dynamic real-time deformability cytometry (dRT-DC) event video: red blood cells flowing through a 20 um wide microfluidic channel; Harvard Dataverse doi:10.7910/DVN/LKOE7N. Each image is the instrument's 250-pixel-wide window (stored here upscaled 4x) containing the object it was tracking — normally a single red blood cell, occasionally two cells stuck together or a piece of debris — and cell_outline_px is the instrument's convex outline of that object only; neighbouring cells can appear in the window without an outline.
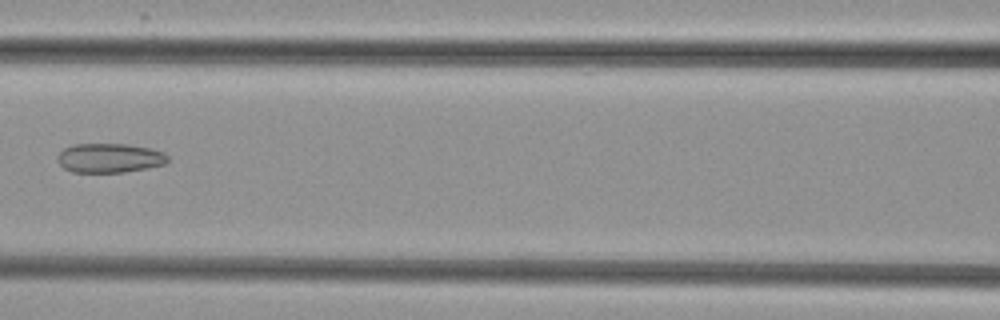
{"species": "common noctule bat (a hibernating species)", "species_latin": "Nyctalus noctula", "temperature_condition": "cold", "stored_images_in_passage": 6, "camera_frame_rate_fps": 3000, "um_per_image_px": 0.085, "animal": {"sex": "female", "body_mass_g": 29.2, "forearm_length_mm": 56.3}, "frame": {"image": 1, "passage_image": 6, "time_ms": 6.667, "image_size_px": [1000, 320], "cell_outline_px": [[168, 160], [164, 164], [148, 168], [124, 172], [72, 172], [64, 168], [56, 160], [56, 156], [64, 148], [72, 144], [128, 144], [152, 148], [164, 152], [168, 156]], "centroid_in_image_um": [9.3, 13.42], "position_along_channel_um": 157.3, "area_um2": 19.02}}